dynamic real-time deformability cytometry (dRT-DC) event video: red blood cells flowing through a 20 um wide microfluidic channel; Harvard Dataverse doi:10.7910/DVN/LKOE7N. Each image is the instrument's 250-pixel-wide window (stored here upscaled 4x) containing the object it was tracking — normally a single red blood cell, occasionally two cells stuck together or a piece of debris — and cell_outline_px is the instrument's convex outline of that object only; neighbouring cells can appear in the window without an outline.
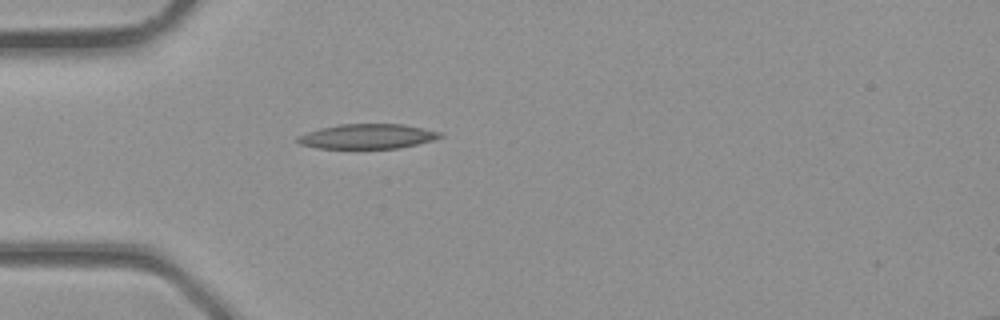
{"species": "common noctule bat (a hibernating species)", "species_latin": "Nyctalus noctula", "temperature_condition": "room temperature", "stored_images_in_passage": 2, "camera_frame_rate_fps": 3000, "um_per_image_px": 0.085, "animal": {"sex": "male", "body_mass_g": 23.1, "forearm_length_mm": 52.7}, "frame": {"image": 1, "passage_image": 2, "time_ms": 0.333, "image_size_px": [1000, 320], "cell_outline_px": [[444, 136], [432, 140], [400, 148], [316, 148], [300, 144], [296, 140], [296, 136], [320, 128], [340, 124], [404, 124], [444, 132]], "centroid_in_image_um": [31.25, 11.58], "position_along_channel_um": 53.7, "area_um2": 20.63}}